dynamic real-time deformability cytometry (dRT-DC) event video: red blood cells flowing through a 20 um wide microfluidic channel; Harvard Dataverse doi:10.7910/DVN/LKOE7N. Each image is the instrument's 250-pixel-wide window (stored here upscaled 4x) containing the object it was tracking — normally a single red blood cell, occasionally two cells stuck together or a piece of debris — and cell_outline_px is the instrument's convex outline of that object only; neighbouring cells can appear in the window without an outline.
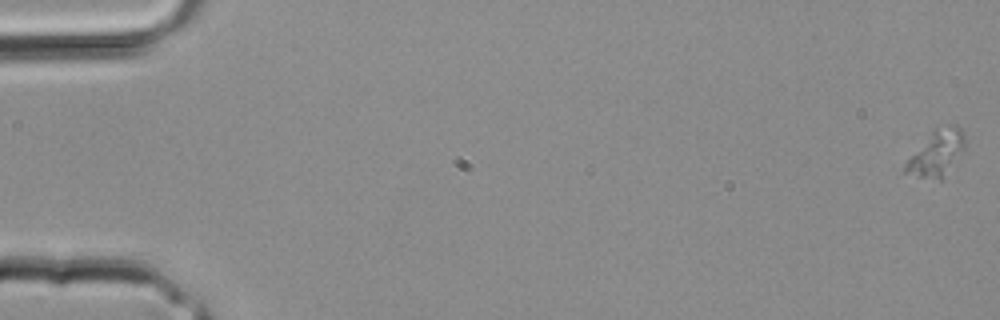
{"species": "common noctule bat (a hibernating species)", "species_latin": "Nyctalus noctula", "temperature_condition": "room temperature", "stored_images_in_passage": 9, "camera_frame_rate_fps": 3000, "um_per_image_px": 0.085, "animal": {"sex": "male", "body_mass_g": 20.4}, "frame": {"image": 1, "passage_image": 1, "time_ms": 0.0, "image_size_px": [1000, 320], "cell_outline_px": [[964, 144], [940, 180], [900, 172], [908, 160], [932, 132], [936, 128], [956, 124], [964, 132]], "centroid_in_image_um": [79.57, 13.0], "position_along_channel_um": 5.4, "area_um2": 14.68}}